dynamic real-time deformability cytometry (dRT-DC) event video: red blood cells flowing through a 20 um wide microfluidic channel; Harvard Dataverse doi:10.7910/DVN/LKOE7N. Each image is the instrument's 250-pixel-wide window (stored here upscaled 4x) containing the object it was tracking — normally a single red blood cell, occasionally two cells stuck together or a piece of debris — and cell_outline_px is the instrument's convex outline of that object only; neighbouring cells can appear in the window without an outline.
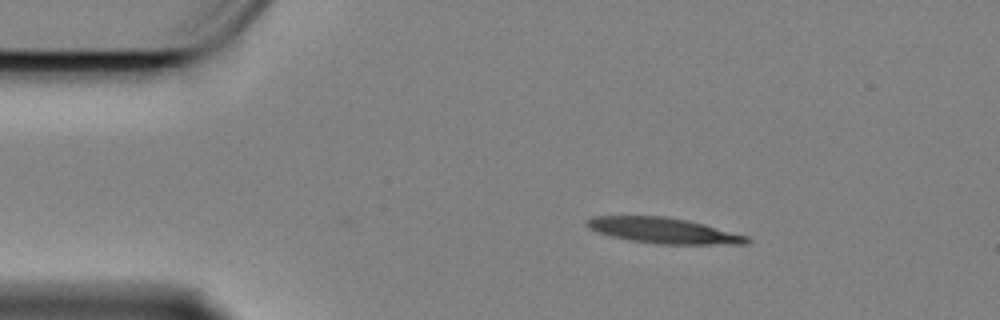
{"species": "Egyptian fruit bat (a non-hibernating species)", "species_latin": "Rousettus aegyptiacus", "temperature_condition": "cold", "stored_images_in_passage": 3, "camera_frame_rate_fps": 3000, "um_per_image_px": 0.085, "animal": {"sex": "female"}, "frame": {"image": 1, "passage_image": 3, "time_ms": 0.667, "image_size_px": [1000, 320], "cell_outline_px": [[752, 240], [748, 244], [656, 244], [628, 240], [596, 232], [588, 228], [584, 224], [592, 216], [664, 216], [688, 220], [704, 224], [748, 236]], "centroid_in_image_um": [56.39, 19.6], "position_along_channel_um": 28.6, "area_um2": 23.99}}